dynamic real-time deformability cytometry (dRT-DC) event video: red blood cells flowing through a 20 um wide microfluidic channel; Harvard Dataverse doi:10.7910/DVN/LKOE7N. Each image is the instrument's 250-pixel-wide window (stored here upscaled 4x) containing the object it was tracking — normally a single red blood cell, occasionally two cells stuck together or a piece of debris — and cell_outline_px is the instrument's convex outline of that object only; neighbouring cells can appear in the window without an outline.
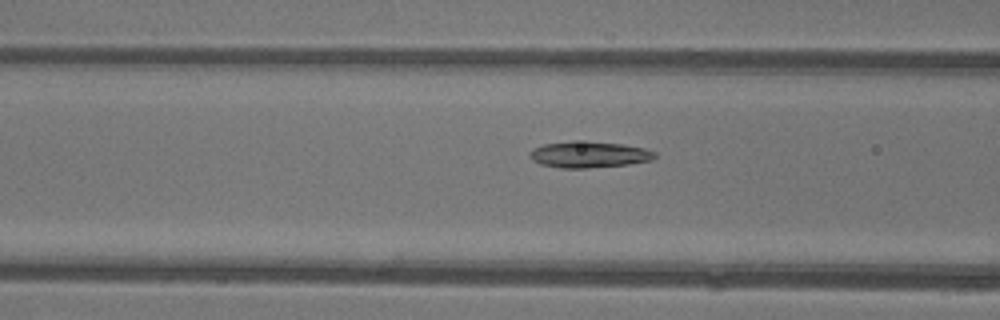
{"species": "common noctule bat (a hibernating species)", "species_latin": "Nyctalus noctula", "temperature_condition": "warm", "stored_images_in_passage": 49, "camera_frame_rate_fps": 3000, "um_per_image_px": 0.085, "animal": {"sex": "female"}, "frame": {"image": 1, "passage_image": 17, "time_ms": 5.333, "image_size_px": [1000, 320], "cell_outline_px": [[656, 156], [652, 160], [628, 164], [588, 168], [560, 168], [540, 164], [532, 160], [528, 156], [528, 152], [532, 148], [544, 144], [572, 140], [624, 144], [644, 148], [656, 152]], "centroid_in_image_um": [50.02, 13.13], "position_along_channel_um": 116.6, "area_um2": 19.36}}
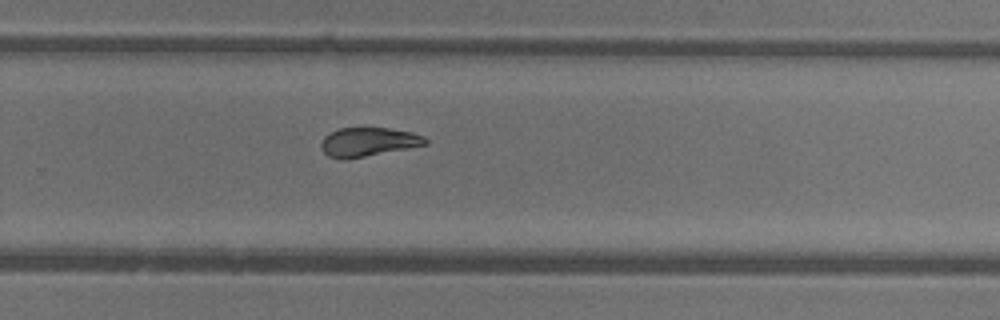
{"frame": {"image": 2, "passage_image": 31, "time_ms": 10.0, "image_size_px": [1000, 320], "cell_outline_px": [[428, 144], [408, 148], [344, 160], [328, 156], [320, 148], [320, 144], [324, 136], [340, 128], [388, 128], [412, 132], [424, 136], [428, 140]], "centroid_in_image_um": [31.29, 12.07], "position_along_channel_um": 298.5, "area_um2": 17.51}}
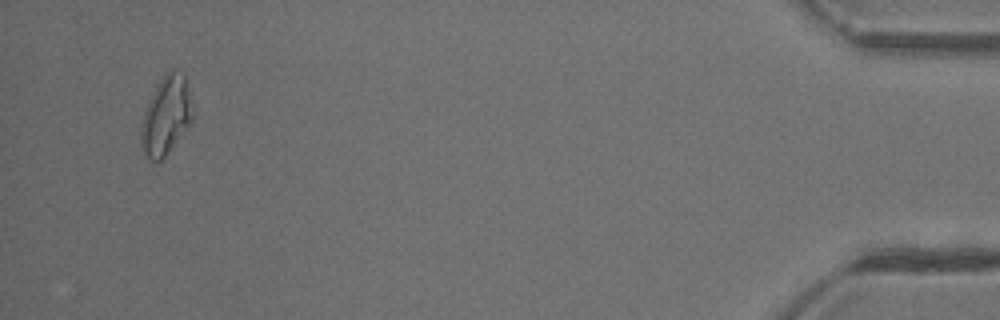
{"frame": {"image": 3, "passage_image": 47, "time_ms": 15.333, "image_size_px": [1000, 320], "cell_outline_px": [[192, 124], [164, 156], [160, 160], [152, 160], [144, 156], [140, 144], [140, 124], [148, 100], [156, 84], [164, 72], [172, 68], [184, 72], [188, 92], [192, 116]], "centroid_in_image_um": [14.08, 9.8], "position_along_channel_um": 421.1, "area_um2": 23.81}, "authors_computed_cell_mechanics": {"area_um2": 19.363, "velocity_mm_per_s": 3.9075, "shape_relaxation_time_tau1_ms": 2.6211, "shape_relaxation_time_tau2_ms": 2.045, "deformation_change_tau1": 0.1835, "deformation_change_tau2": 0.0977}}